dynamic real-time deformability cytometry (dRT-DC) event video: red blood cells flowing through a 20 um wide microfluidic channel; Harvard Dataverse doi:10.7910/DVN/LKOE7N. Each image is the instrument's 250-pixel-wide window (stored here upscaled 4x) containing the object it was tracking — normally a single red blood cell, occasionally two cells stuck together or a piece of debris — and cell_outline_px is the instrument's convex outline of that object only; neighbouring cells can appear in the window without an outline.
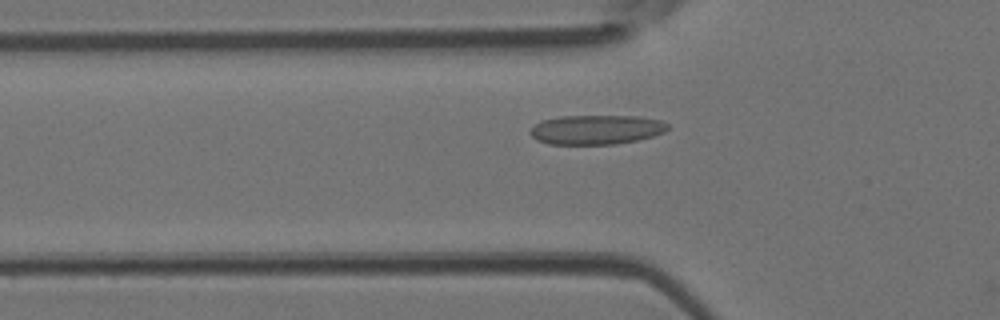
{"species": "Egyptian fruit bat (a non-hibernating species)", "species_latin": "Rousettus aegyptiacus", "temperature_condition": "room temperature", "stored_images_in_passage": 36, "camera_frame_rate_fps": 3000, "um_per_image_px": 0.085, "animal": {"sex": "female"}, "frame": {"image": 1, "passage_image": 10, "time_ms": 3.0, "image_size_px": [1000, 320], "cell_outline_px": [[668, 128], [664, 132], [652, 136], [636, 140], [616, 144], [548, 144], [536, 140], [528, 132], [540, 120], [560, 116], [640, 116], [660, 120], [668, 124]], "centroid_in_image_um": [50.66, 11.01], "position_along_channel_um": 75.1, "area_um2": 23.64}}
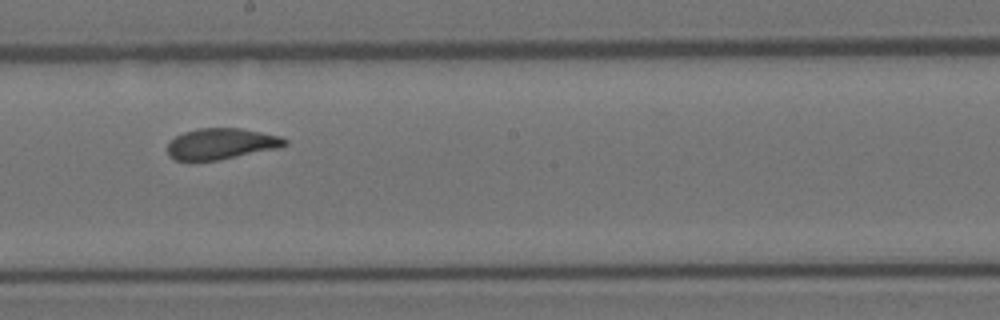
{"frame": {"image": 2, "passage_image": 21, "time_ms": 6.667, "image_size_px": [1000, 320], "cell_outline_px": [[288, 144], [276, 148], [220, 160], [192, 164], [176, 160], [168, 156], [168, 144], [176, 136], [184, 132], [200, 128], [240, 128], [280, 136], [288, 140]], "centroid_in_image_um": [18.74, 12.26], "position_along_channel_um": 229.5, "area_um2": 21.62}}
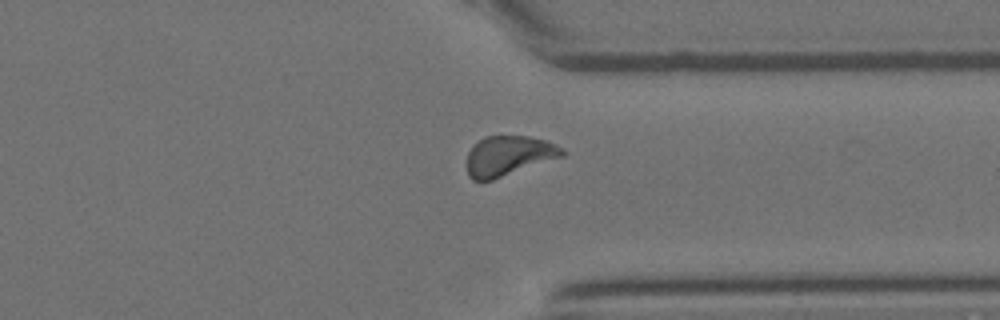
{"frame": {"image": 3, "passage_image": 31, "time_ms": 10.0, "image_size_px": [1000, 320], "cell_outline_px": [[568, 152], [564, 156], [492, 180], [472, 180], [468, 176], [468, 152], [472, 144], [484, 136], [528, 136], [548, 140], [564, 148]], "centroid_in_image_um": [43.26, 13.22], "position_along_channel_um": 368.1, "area_um2": 22.43}, "authors_computed_cell_mechanics": {"area_um2": 22.3397, "velocity_mm_per_s": 4.1856, "shape_relaxation_time_tau1_ms": 7.037, "shape_relaxation_time_tau2_ms": 0.7315, "deformation_change_tau1": 0.1615, "deformation_change_tau2": 0.063}}